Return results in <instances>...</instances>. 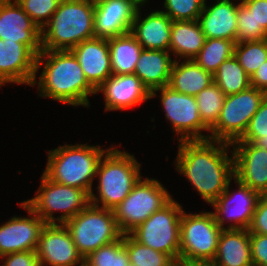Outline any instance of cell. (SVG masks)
I'll return each mask as SVG.
<instances>
[{
  "mask_svg": "<svg viewBox=\"0 0 267 266\" xmlns=\"http://www.w3.org/2000/svg\"><path fill=\"white\" fill-rule=\"evenodd\" d=\"M41 30L57 10L60 0H15ZM45 19V20H44Z\"/></svg>",
  "mask_w": 267,
  "mask_h": 266,
  "instance_id": "36",
  "label": "cell"
},
{
  "mask_svg": "<svg viewBox=\"0 0 267 266\" xmlns=\"http://www.w3.org/2000/svg\"><path fill=\"white\" fill-rule=\"evenodd\" d=\"M37 55L25 44L0 39V87L5 83L32 86Z\"/></svg>",
  "mask_w": 267,
  "mask_h": 266,
  "instance_id": "19",
  "label": "cell"
},
{
  "mask_svg": "<svg viewBox=\"0 0 267 266\" xmlns=\"http://www.w3.org/2000/svg\"><path fill=\"white\" fill-rule=\"evenodd\" d=\"M213 262L215 266H253L249 231L223 229Z\"/></svg>",
  "mask_w": 267,
  "mask_h": 266,
  "instance_id": "24",
  "label": "cell"
},
{
  "mask_svg": "<svg viewBox=\"0 0 267 266\" xmlns=\"http://www.w3.org/2000/svg\"><path fill=\"white\" fill-rule=\"evenodd\" d=\"M100 91L104 94L106 111L131 108L151 98L150 90L135 74H112L96 89V93Z\"/></svg>",
  "mask_w": 267,
  "mask_h": 266,
  "instance_id": "20",
  "label": "cell"
},
{
  "mask_svg": "<svg viewBox=\"0 0 267 266\" xmlns=\"http://www.w3.org/2000/svg\"><path fill=\"white\" fill-rule=\"evenodd\" d=\"M157 91H161V104L166 118L172 124L173 132L180 135L178 141L205 140L201 131H209L203 124L197 101L194 96L179 93L169 86L155 89L151 92V98L155 97Z\"/></svg>",
  "mask_w": 267,
  "mask_h": 266,
  "instance_id": "12",
  "label": "cell"
},
{
  "mask_svg": "<svg viewBox=\"0 0 267 266\" xmlns=\"http://www.w3.org/2000/svg\"><path fill=\"white\" fill-rule=\"evenodd\" d=\"M129 266H138V265H135V264L130 263Z\"/></svg>",
  "mask_w": 267,
  "mask_h": 266,
  "instance_id": "47",
  "label": "cell"
},
{
  "mask_svg": "<svg viewBox=\"0 0 267 266\" xmlns=\"http://www.w3.org/2000/svg\"><path fill=\"white\" fill-rule=\"evenodd\" d=\"M124 247L129 261L138 266H175L177 262L168 254L156 251L124 234Z\"/></svg>",
  "mask_w": 267,
  "mask_h": 266,
  "instance_id": "31",
  "label": "cell"
},
{
  "mask_svg": "<svg viewBox=\"0 0 267 266\" xmlns=\"http://www.w3.org/2000/svg\"><path fill=\"white\" fill-rule=\"evenodd\" d=\"M36 196L23 203L36 213L45 223H62L75 217L90 204V195L83 189L58 184L41 176V185ZM55 211H61L54 217Z\"/></svg>",
  "mask_w": 267,
  "mask_h": 266,
  "instance_id": "7",
  "label": "cell"
},
{
  "mask_svg": "<svg viewBox=\"0 0 267 266\" xmlns=\"http://www.w3.org/2000/svg\"><path fill=\"white\" fill-rule=\"evenodd\" d=\"M213 81L226 96L237 94L251 86L250 76L234 55L220 64L213 74Z\"/></svg>",
  "mask_w": 267,
  "mask_h": 266,
  "instance_id": "29",
  "label": "cell"
},
{
  "mask_svg": "<svg viewBox=\"0 0 267 266\" xmlns=\"http://www.w3.org/2000/svg\"><path fill=\"white\" fill-rule=\"evenodd\" d=\"M130 261L124 247V235L108 245L90 252L84 258V266H129Z\"/></svg>",
  "mask_w": 267,
  "mask_h": 266,
  "instance_id": "33",
  "label": "cell"
},
{
  "mask_svg": "<svg viewBox=\"0 0 267 266\" xmlns=\"http://www.w3.org/2000/svg\"><path fill=\"white\" fill-rule=\"evenodd\" d=\"M213 82V74L203 69L193 59L181 63L175 59L168 86L179 93L195 97Z\"/></svg>",
  "mask_w": 267,
  "mask_h": 266,
  "instance_id": "26",
  "label": "cell"
},
{
  "mask_svg": "<svg viewBox=\"0 0 267 266\" xmlns=\"http://www.w3.org/2000/svg\"><path fill=\"white\" fill-rule=\"evenodd\" d=\"M139 6H143L147 0H134Z\"/></svg>",
  "mask_w": 267,
  "mask_h": 266,
  "instance_id": "46",
  "label": "cell"
},
{
  "mask_svg": "<svg viewBox=\"0 0 267 266\" xmlns=\"http://www.w3.org/2000/svg\"><path fill=\"white\" fill-rule=\"evenodd\" d=\"M108 149L103 150L100 145L65 144L49 150L43 174L58 184L83 189L90 195L98 163Z\"/></svg>",
  "mask_w": 267,
  "mask_h": 266,
  "instance_id": "4",
  "label": "cell"
},
{
  "mask_svg": "<svg viewBox=\"0 0 267 266\" xmlns=\"http://www.w3.org/2000/svg\"><path fill=\"white\" fill-rule=\"evenodd\" d=\"M265 96V92L252 86L226 96L219 118L209 130V139L229 144L239 140Z\"/></svg>",
  "mask_w": 267,
  "mask_h": 266,
  "instance_id": "11",
  "label": "cell"
},
{
  "mask_svg": "<svg viewBox=\"0 0 267 266\" xmlns=\"http://www.w3.org/2000/svg\"><path fill=\"white\" fill-rule=\"evenodd\" d=\"M138 7L134 0H96L95 38L108 40L130 32Z\"/></svg>",
  "mask_w": 267,
  "mask_h": 266,
  "instance_id": "17",
  "label": "cell"
},
{
  "mask_svg": "<svg viewBox=\"0 0 267 266\" xmlns=\"http://www.w3.org/2000/svg\"><path fill=\"white\" fill-rule=\"evenodd\" d=\"M233 179L238 185V190L230 193V180L226 190L211 204L215 209L212 213L216 223L222 229L248 230L261 195L235 177ZM226 219H228L227 222L233 221L228 227L223 226Z\"/></svg>",
  "mask_w": 267,
  "mask_h": 266,
  "instance_id": "13",
  "label": "cell"
},
{
  "mask_svg": "<svg viewBox=\"0 0 267 266\" xmlns=\"http://www.w3.org/2000/svg\"><path fill=\"white\" fill-rule=\"evenodd\" d=\"M222 228L212 212L186 214L180 220L179 260L213 261Z\"/></svg>",
  "mask_w": 267,
  "mask_h": 266,
  "instance_id": "10",
  "label": "cell"
},
{
  "mask_svg": "<svg viewBox=\"0 0 267 266\" xmlns=\"http://www.w3.org/2000/svg\"><path fill=\"white\" fill-rule=\"evenodd\" d=\"M64 225L83 258L90 252L119 240L123 235L113 211L92 204L67 220Z\"/></svg>",
  "mask_w": 267,
  "mask_h": 266,
  "instance_id": "6",
  "label": "cell"
},
{
  "mask_svg": "<svg viewBox=\"0 0 267 266\" xmlns=\"http://www.w3.org/2000/svg\"><path fill=\"white\" fill-rule=\"evenodd\" d=\"M267 38V33L264 30L255 29V19L242 3L237 8V38L236 43L244 41H257Z\"/></svg>",
  "mask_w": 267,
  "mask_h": 266,
  "instance_id": "37",
  "label": "cell"
},
{
  "mask_svg": "<svg viewBox=\"0 0 267 266\" xmlns=\"http://www.w3.org/2000/svg\"><path fill=\"white\" fill-rule=\"evenodd\" d=\"M171 199V194L158 180L140 178L129 195L112 210L121 233L132 232Z\"/></svg>",
  "mask_w": 267,
  "mask_h": 266,
  "instance_id": "8",
  "label": "cell"
},
{
  "mask_svg": "<svg viewBox=\"0 0 267 266\" xmlns=\"http://www.w3.org/2000/svg\"><path fill=\"white\" fill-rule=\"evenodd\" d=\"M141 6L135 14L130 33L143 49L169 51L172 20L162 11L141 18Z\"/></svg>",
  "mask_w": 267,
  "mask_h": 266,
  "instance_id": "23",
  "label": "cell"
},
{
  "mask_svg": "<svg viewBox=\"0 0 267 266\" xmlns=\"http://www.w3.org/2000/svg\"><path fill=\"white\" fill-rule=\"evenodd\" d=\"M230 145L212 139L179 141L177 172L186 176L206 203L212 204L233 180L234 157L228 156Z\"/></svg>",
  "mask_w": 267,
  "mask_h": 266,
  "instance_id": "1",
  "label": "cell"
},
{
  "mask_svg": "<svg viewBox=\"0 0 267 266\" xmlns=\"http://www.w3.org/2000/svg\"><path fill=\"white\" fill-rule=\"evenodd\" d=\"M140 165L134 155L111 146L98 163L96 177L99 178V193L98 196L93 192L90 194V204L113 210L142 178ZM98 202H101L102 206Z\"/></svg>",
  "mask_w": 267,
  "mask_h": 266,
  "instance_id": "5",
  "label": "cell"
},
{
  "mask_svg": "<svg viewBox=\"0 0 267 266\" xmlns=\"http://www.w3.org/2000/svg\"><path fill=\"white\" fill-rule=\"evenodd\" d=\"M113 75L134 74L142 46L128 32L108 39Z\"/></svg>",
  "mask_w": 267,
  "mask_h": 266,
  "instance_id": "28",
  "label": "cell"
},
{
  "mask_svg": "<svg viewBox=\"0 0 267 266\" xmlns=\"http://www.w3.org/2000/svg\"><path fill=\"white\" fill-rule=\"evenodd\" d=\"M70 51L75 55L87 81L95 89L112 75L107 39L92 38L85 40Z\"/></svg>",
  "mask_w": 267,
  "mask_h": 266,
  "instance_id": "21",
  "label": "cell"
},
{
  "mask_svg": "<svg viewBox=\"0 0 267 266\" xmlns=\"http://www.w3.org/2000/svg\"><path fill=\"white\" fill-rule=\"evenodd\" d=\"M255 19V29L267 33V0H246L242 3Z\"/></svg>",
  "mask_w": 267,
  "mask_h": 266,
  "instance_id": "41",
  "label": "cell"
},
{
  "mask_svg": "<svg viewBox=\"0 0 267 266\" xmlns=\"http://www.w3.org/2000/svg\"><path fill=\"white\" fill-rule=\"evenodd\" d=\"M0 258L3 259L1 266H41L36 251L15 252Z\"/></svg>",
  "mask_w": 267,
  "mask_h": 266,
  "instance_id": "42",
  "label": "cell"
},
{
  "mask_svg": "<svg viewBox=\"0 0 267 266\" xmlns=\"http://www.w3.org/2000/svg\"><path fill=\"white\" fill-rule=\"evenodd\" d=\"M252 87L267 94V60L250 77Z\"/></svg>",
  "mask_w": 267,
  "mask_h": 266,
  "instance_id": "43",
  "label": "cell"
},
{
  "mask_svg": "<svg viewBox=\"0 0 267 266\" xmlns=\"http://www.w3.org/2000/svg\"><path fill=\"white\" fill-rule=\"evenodd\" d=\"M234 57L251 77L258 67L267 60V38L236 43Z\"/></svg>",
  "mask_w": 267,
  "mask_h": 266,
  "instance_id": "34",
  "label": "cell"
},
{
  "mask_svg": "<svg viewBox=\"0 0 267 266\" xmlns=\"http://www.w3.org/2000/svg\"><path fill=\"white\" fill-rule=\"evenodd\" d=\"M248 231L267 235V195L259 198Z\"/></svg>",
  "mask_w": 267,
  "mask_h": 266,
  "instance_id": "40",
  "label": "cell"
},
{
  "mask_svg": "<svg viewBox=\"0 0 267 266\" xmlns=\"http://www.w3.org/2000/svg\"><path fill=\"white\" fill-rule=\"evenodd\" d=\"M254 144L258 147L264 148L267 150V136H264L262 138H258Z\"/></svg>",
  "mask_w": 267,
  "mask_h": 266,
  "instance_id": "45",
  "label": "cell"
},
{
  "mask_svg": "<svg viewBox=\"0 0 267 266\" xmlns=\"http://www.w3.org/2000/svg\"><path fill=\"white\" fill-rule=\"evenodd\" d=\"M235 42L219 38L206 39L204 46L193 60L206 71L214 74L220 64L234 55Z\"/></svg>",
  "mask_w": 267,
  "mask_h": 266,
  "instance_id": "30",
  "label": "cell"
},
{
  "mask_svg": "<svg viewBox=\"0 0 267 266\" xmlns=\"http://www.w3.org/2000/svg\"><path fill=\"white\" fill-rule=\"evenodd\" d=\"M164 50L142 49L134 74L152 92L168 86L174 60L171 53Z\"/></svg>",
  "mask_w": 267,
  "mask_h": 266,
  "instance_id": "25",
  "label": "cell"
},
{
  "mask_svg": "<svg viewBox=\"0 0 267 266\" xmlns=\"http://www.w3.org/2000/svg\"><path fill=\"white\" fill-rule=\"evenodd\" d=\"M94 9L92 0H60L41 29L42 50H72L80 42L95 38Z\"/></svg>",
  "mask_w": 267,
  "mask_h": 266,
  "instance_id": "3",
  "label": "cell"
},
{
  "mask_svg": "<svg viewBox=\"0 0 267 266\" xmlns=\"http://www.w3.org/2000/svg\"><path fill=\"white\" fill-rule=\"evenodd\" d=\"M206 37L198 21H172L169 52L175 57L190 60L200 52ZM180 56V57H178Z\"/></svg>",
  "mask_w": 267,
  "mask_h": 266,
  "instance_id": "27",
  "label": "cell"
},
{
  "mask_svg": "<svg viewBox=\"0 0 267 266\" xmlns=\"http://www.w3.org/2000/svg\"><path fill=\"white\" fill-rule=\"evenodd\" d=\"M183 207L173 198L129 235L140 244L170 255L176 262L180 254V220Z\"/></svg>",
  "mask_w": 267,
  "mask_h": 266,
  "instance_id": "9",
  "label": "cell"
},
{
  "mask_svg": "<svg viewBox=\"0 0 267 266\" xmlns=\"http://www.w3.org/2000/svg\"><path fill=\"white\" fill-rule=\"evenodd\" d=\"M0 39L23 43L36 55L42 51L41 30L15 0H0Z\"/></svg>",
  "mask_w": 267,
  "mask_h": 266,
  "instance_id": "16",
  "label": "cell"
},
{
  "mask_svg": "<svg viewBox=\"0 0 267 266\" xmlns=\"http://www.w3.org/2000/svg\"><path fill=\"white\" fill-rule=\"evenodd\" d=\"M20 207L28 211L30 218L13 216L0 226V257L15 252L36 251L46 223L23 202Z\"/></svg>",
  "mask_w": 267,
  "mask_h": 266,
  "instance_id": "18",
  "label": "cell"
},
{
  "mask_svg": "<svg viewBox=\"0 0 267 266\" xmlns=\"http://www.w3.org/2000/svg\"><path fill=\"white\" fill-rule=\"evenodd\" d=\"M46 61L38 83L39 96L72 106L89 107L88 96L96 89L87 81L75 55L70 50H42L36 58V74Z\"/></svg>",
  "mask_w": 267,
  "mask_h": 266,
  "instance_id": "2",
  "label": "cell"
},
{
  "mask_svg": "<svg viewBox=\"0 0 267 266\" xmlns=\"http://www.w3.org/2000/svg\"><path fill=\"white\" fill-rule=\"evenodd\" d=\"M230 0H216L215 4L207 6L206 1L198 23L206 39L219 38L232 40L237 38V8Z\"/></svg>",
  "mask_w": 267,
  "mask_h": 266,
  "instance_id": "22",
  "label": "cell"
},
{
  "mask_svg": "<svg viewBox=\"0 0 267 266\" xmlns=\"http://www.w3.org/2000/svg\"><path fill=\"white\" fill-rule=\"evenodd\" d=\"M200 118L203 124L210 130L219 118L226 95L213 82L196 96Z\"/></svg>",
  "mask_w": 267,
  "mask_h": 266,
  "instance_id": "32",
  "label": "cell"
},
{
  "mask_svg": "<svg viewBox=\"0 0 267 266\" xmlns=\"http://www.w3.org/2000/svg\"><path fill=\"white\" fill-rule=\"evenodd\" d=\"M231 146L234 157V177L261 196H266L267 150L250 142H234Z\"/></svg>",
  "mask_w": 267,
  "mask_h": 266,
  "instance_id": "15",
  "label": "cell"
},
{
  "mask_svg": "<svg viewBox=\"0 0 267 266\" xmlns=\"http://www.w3.org/2000/svg\"><path fill=\"white\" fill-rule=\"evenodd\" d=\"M178 266H215L213 261L179 260Z\"/></svg>",
  "mask_w": 267,
  "mask_h": 266,
  "instance_id": "44",
  "label": "cell"
},
{
  "mask_svg": "<svg viewBox=\"0 0 267 266\" xmlns=\"http://www.w3.org/2000/svg\"><path fill=\"white\" fill-rule=\"evenodd\" d=\"M206 0H165L164 12L172 21H196Z\"/></svg>",
  "mask_w": 267,
  "mask_h": 266,
  "instance_id": "35",
  "label": "cell"
},
{
  "mask_svg": "<svg viewBox=\"0 0 267 266\" xmlns=\"http://www.w3.org/2000/svg\"><path fill=\"white\" fill-rule=\"evenodd\" d=\"M36 255L41 266H84L71 234L62 223H46L41 230Z\"/></svg>",
  "mask_w": 267,
  "mask_h": 266,
  "instance_id": "14",
  "label": "cell"
},
{
  "mask_svg": "<svg viewBox=\"0 0 267 266\" xmlns=\"http://www.w3.org/2000/svg\"><path fill=\"white\" fill-rule=\"evenodd\" d=\"M267 136V94L257 112L251 118L243 136L235 142L254 143L258 138Z\"/></svg>",
  "mask_w": 267,
  "mask_h": 266,
  "instance_id": "38",
  "label": "cell"
},
{
  "mask_svg": "<svg viewBox=\"0 0 267 266\" xmlns=\"http://www.w3.org/2000/svg\"><path fill=\"white\" fill-rule=\"evenodd\" d=\"M253 266H267V235L250 233Z\"/></svg>",
  "mask_w": 267,
  "mask_h": 266,
  "instance_id": "39",
  "label": "cell"
}]
</instances>
